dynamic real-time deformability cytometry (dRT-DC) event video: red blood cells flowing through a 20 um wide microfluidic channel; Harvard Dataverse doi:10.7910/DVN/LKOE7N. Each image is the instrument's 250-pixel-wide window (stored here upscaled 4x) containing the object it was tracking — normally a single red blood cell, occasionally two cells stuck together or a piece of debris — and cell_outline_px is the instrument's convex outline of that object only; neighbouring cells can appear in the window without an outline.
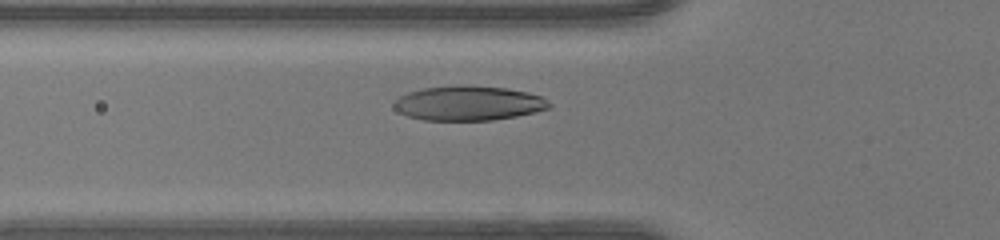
{"species": "human", "species_latin": "Homo sapiens", "temperature_condition": "warm", "stored_images_in_passage": 35, "camera_frame_rate_fps": 3000, "um_per_image_px": 0.085, "donor": {"sex": "female"}, "frame": {"image": 1, "passage_image": 11, "time_ms": 3.333, "image_size_px": [1000, 240], "cell_outline_px": [[552, 108], [536, 112], [516, 116], [492, 120], [424, 120], [408, 116], [392, 108], [392, 104], [400, 96], [408, 92], [424, 88], [456, 84], [464, 84], [508, 88], [528, 92], [540, 96], [552, 104]], "centroid_in_image_um": [39.83, 8.76], "position_along_channel_um": 86.0, "area_um2": 31.67}}
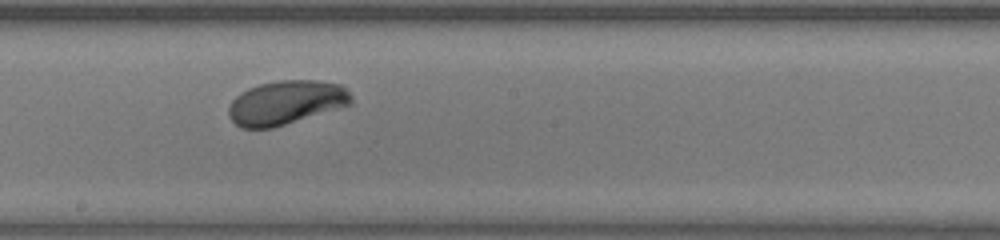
{"frame": {"image": 2, "passage_image": 21, "time_ms": 6.667, "image_size_px": [1000, 240], "cell_outline_px": [[352, 104], [272, 128], [240, 128], [228, 116], [228, 108], [232, 100], [240, 92], [248, 88], [260, 84], [280, 80], [316, 80], [340, 84], [352, 96]], "centroid_in_image_um": [24.28, 8.71], "position_along_channel_um": 223.9, "area_um2": 31.33}}
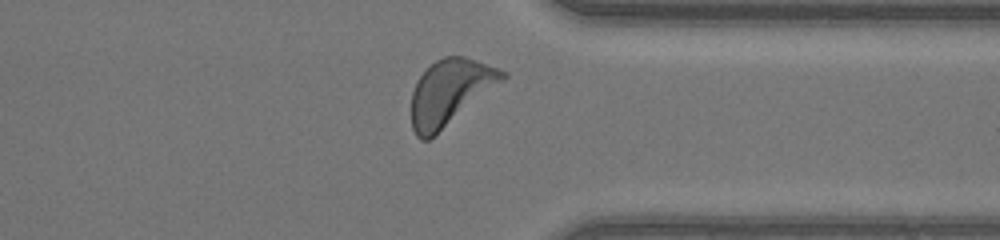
{"frame": {"image": 3, "passage_image": 32, "time_ms": 10.333, "image_size_px": [1000, 240], "cell_outline_px": [[508, 76], [504, 80], [428, 140], [420, 140], [416, 136], [412, 128], [412, 92], [416, 80], [436, 60], [444, 56], [464, 56], [500, 68], [508, 72]], "centroid_in_image_um": [38.26, 7.81], "position_along_channel_um": 373.1, "area_um2": 34.33}, "authors_computed_cell_mechanics": {"area_um2": 32.0212, "velocity_mm_per_s": 4.1564, "shape_relaxation_time_tau1_ms": 2.8999, "shape_relaxation_time_tau2_ms": null, "deformation_change_tau1": 0.1729, "deformation_change_tau2": null}}